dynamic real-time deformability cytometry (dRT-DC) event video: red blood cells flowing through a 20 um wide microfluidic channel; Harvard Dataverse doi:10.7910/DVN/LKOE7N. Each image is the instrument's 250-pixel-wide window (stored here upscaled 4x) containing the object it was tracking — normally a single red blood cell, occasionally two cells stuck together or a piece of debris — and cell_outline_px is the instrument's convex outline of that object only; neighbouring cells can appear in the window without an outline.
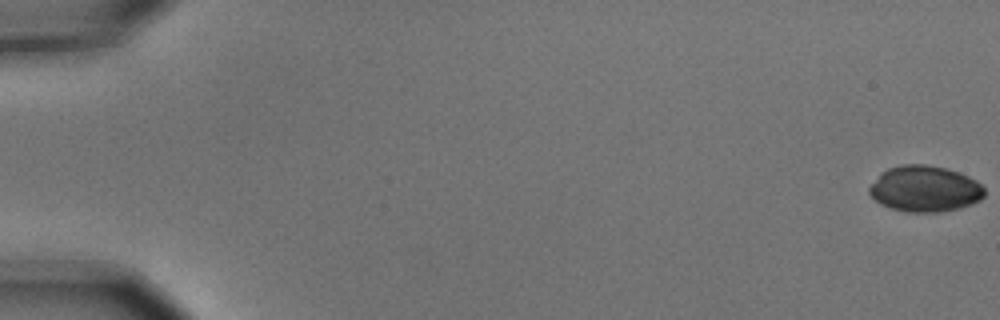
{"species": "common noctule bat (a hibernating species)", "species_latin": "Nyctalus noctula", "temperature_condition": "cold", "stored_images_in_passage": 6, "camera_frame_rate_fps": 3000, "um_per_image_px": 0.085, "animal": {"sex": "male", "body_mass_g": 15.6}, "frame": {"image": 1, "passage_image": 1, "time_ms": 0.0, "image_size_px": [1000, 320], "cell_outline_px": [[984, 196], [980, 200], [972, 204], [960, 208], [940, 212], [908, 212], [892, 208], [880, 204], [868, 192], [868, 188], [880, 172], [888, 168], [900, 164], [924, 164], [944, 168], [960, 172], [976, 180], [984, 188]], "centroid_in_image_um": [78.6, 16.04], "position_along_channel_um": 6.4, "area_um2": 31.04}}
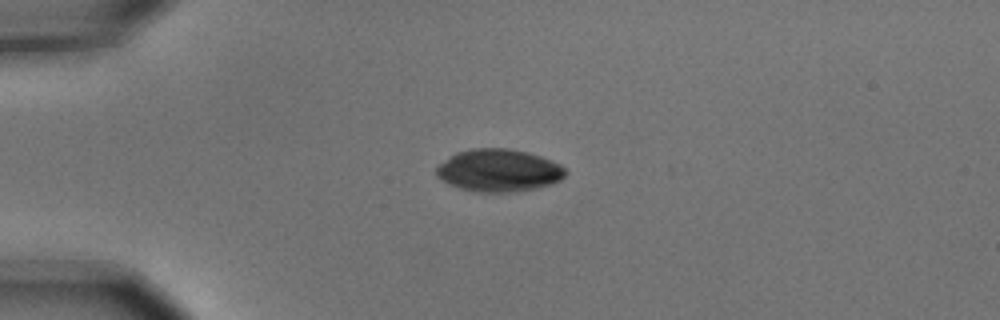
{"frame": {"image": 2, "passage_image": 5, "time_ms": 1.333, "image_size_px": [1000, 320], "cell_outline_px": [[568, 172], [560, 180], [552, 184], [536, 188], [512, 192], [476, 192], [460, 188], [448, 184], [436, 176], [436, 168], [444, 160], [456, 152], [472, 148], [508, 148], [528, 152], [552, 160], [560, 164]], "centroid_in_image_um": [42.4, 14.48], "position_along_channel_um": 42.6, "area_um2": 32.14}}